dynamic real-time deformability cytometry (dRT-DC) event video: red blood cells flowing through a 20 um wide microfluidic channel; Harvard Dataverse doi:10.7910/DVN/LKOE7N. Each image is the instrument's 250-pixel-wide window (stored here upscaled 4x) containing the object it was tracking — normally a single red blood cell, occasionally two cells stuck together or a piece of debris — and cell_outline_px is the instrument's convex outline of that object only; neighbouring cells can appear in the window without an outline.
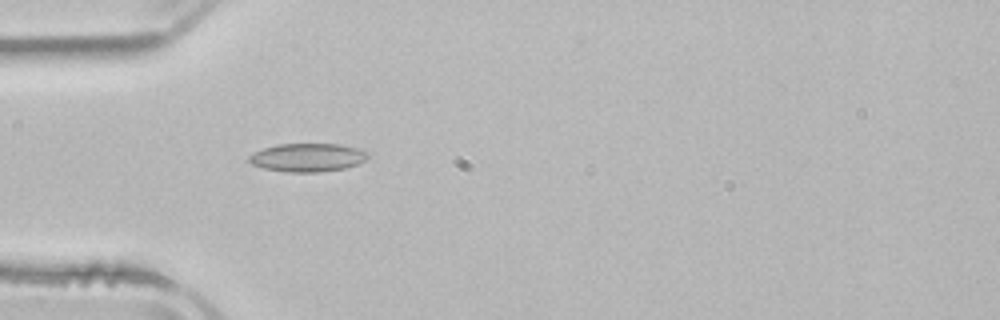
{"species": "common noctule bat (a hibernating species)", "species_latin": "Nyctalus noctula", "temperature_condition": "room temperature", "stored_images_in_passage": 3, "camera_frame_rate_fps": 3000, "um_per_image_px": 0.085, "animal": {"sex": "male", "body_mass_g": 21.5, "forearm_length_mm": 52.0}, "frame": {"image": 1, "passage_image": 3, "time_ms": 2.667, "image_size_px": [1000, 320], "cell_outline_px": [[368, 156], [360, 164], [344, 168], [316, 172], [288, 172], [264, 168], [252, 164], [248, 160], [248, 156], [264, 148], [276, 144], [340, 144], [356, 148], [364, 152]], "centroid_in_image_um": [26.12, 13.38], "position_along_channel_um": 58.9, "area_um2": 19.36}}